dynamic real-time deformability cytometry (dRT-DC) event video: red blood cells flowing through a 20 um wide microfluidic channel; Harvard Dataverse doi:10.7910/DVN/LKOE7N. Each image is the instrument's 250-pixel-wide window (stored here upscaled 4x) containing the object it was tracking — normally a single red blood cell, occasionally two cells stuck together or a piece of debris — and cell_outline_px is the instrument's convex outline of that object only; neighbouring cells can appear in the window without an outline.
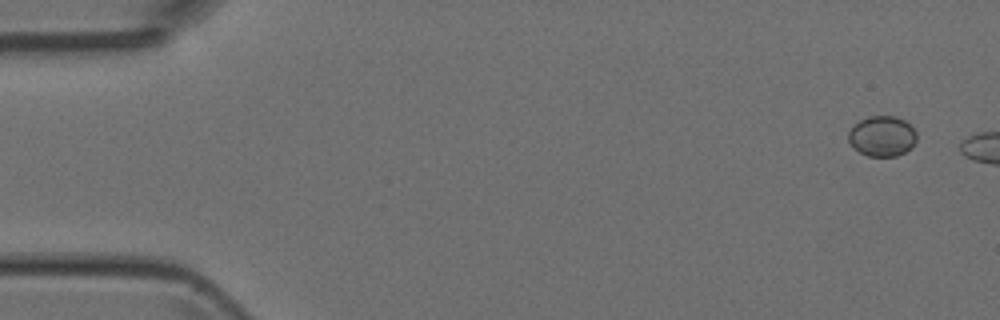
{"species": "Egyptian fruit bat (a non-hibernating species)", "species_latin": "Rousettus aegyptiacus", "temperature_condition": "room temperature", "stored_images_in_passage": 6, "camera_frame_rate_fps": 3000, "um_per_image_px": 0.085, "animal": {"sex": "female"}, "frame": {"image": 1, "passage_image": 1, "time_ms": 0.0, "image_size_px": [1000, 320], "cell_outline_px": [[916, 140], [912, 148], [896, 156], [868, 156], [860, 152], [848, 140], [848, 132], [852, 124], [868, 116], [896, 116], [904, 120], [916, 132]], "centroid_in_image_um": [74.97, 11.56], "position_along_channel_um": 10.0, "area_um2": 16.07}}